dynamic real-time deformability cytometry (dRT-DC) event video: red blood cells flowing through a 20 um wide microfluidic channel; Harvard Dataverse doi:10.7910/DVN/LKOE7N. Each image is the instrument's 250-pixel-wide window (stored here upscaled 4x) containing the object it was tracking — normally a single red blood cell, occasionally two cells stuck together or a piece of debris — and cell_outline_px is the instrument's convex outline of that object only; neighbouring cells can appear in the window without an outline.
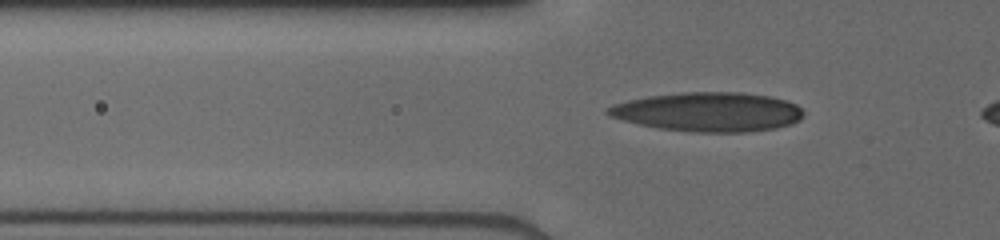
{"species": "human", "species_latin": "Homo sapiens", "temperature_condition": "cold", "stored_images_in_passage": 32, "camera_frame_rate_fps": 3000, "um_per_image_px": 0.085, "donor": {"sex": "male"}, "frame": {"image": 1, "passage_image": 3, "time_ms": 0.667, "image_size_px": [1000, 240], "cell_outline_px": [[804, 116], [800, 120], [792, 124], [776, 128], [744, 132], [692, 132], [660, 128], [640, 124], [624, 120], [612, 116], [604, 112], [604, 108], [612, 104], [628, 100], [648, 96], [684, 92], [740, 92], [772, 96], [796, 104], [804, 112]], "centroid_in_image_um": [60.22, 9.5], "position_along_channel_um": 65.6, "area_um2": 44.8}}
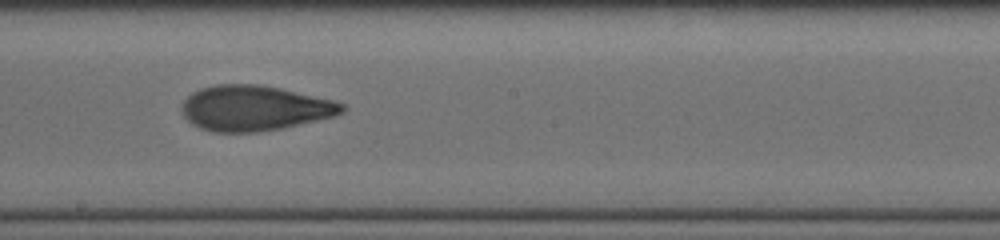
{"frame": {"image": 2, "passage_image": 15, "time_ms": 4.667, "image_size_px": [1000, 240], "cell_outline_px": [[348, 108], [344, 112], [332, 116], [316, 120], [280, 128], [256, 132], [212, 132], [200, 128], [192, 124], [184, 116], [184, 100], [192, 92], [200, 88], [216, 84], [256, 84], [280, 88], [332, 100], [344, 104]], "centroid_in_image_um": [21.62, 9.18], "position_along_channel_um": 226.6, "area_um2": 41.85}}
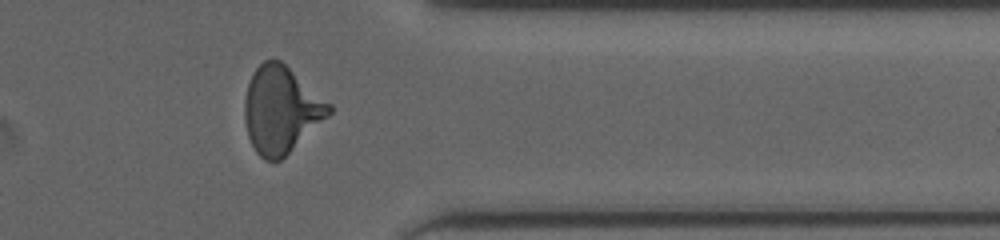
{"frame": {"image": 3, "passage_image": 27, "time_ms": 8.667, "image_size_px": [1000, 240], "cell_outline_px": [[332, 112], [328, 116], [280, 160], [264, 160], [256, 152], [248, 136], [244, 120], [244, 100], [248, 84], [256, 68], [264, 60], [280, 60], [332, 104]], "centroid_in_image_um": [23.88, 9.32], "position_along_channel_um": 387.5, "area_um2": 42.19}}